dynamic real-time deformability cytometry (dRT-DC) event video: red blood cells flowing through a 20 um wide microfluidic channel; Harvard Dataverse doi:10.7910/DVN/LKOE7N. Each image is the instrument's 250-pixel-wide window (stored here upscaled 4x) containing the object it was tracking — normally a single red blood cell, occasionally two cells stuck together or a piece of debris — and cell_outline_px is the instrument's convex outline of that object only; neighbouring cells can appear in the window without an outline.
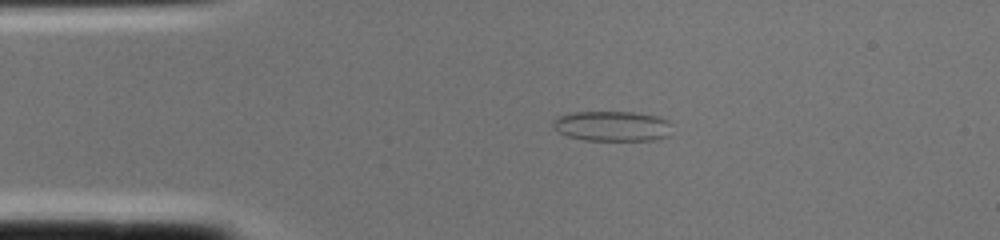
{"species": "common noctule bat (a hibernating species)", "species_latin": "Nyctalus noctula", "temperature_condition": "cold", "stored_images_in_passage": 1, "camera_frame_rate_fps": 3000, "um_per_image_px": 0.085, "animal": {"sex": "female", "body_mass_g": 22.0, "forearm_length_mm": 56.7}, "frame": {"image": 1, "passage_image": 1, "time_ms": 0.0, "image_size_px": [1000, 240], "cell_outline_px": [[672, 124], [668, 136], [656, 140], [584, 140], [568, 136], [560, 132], [552, 124], [552, 120], [556, 116], [572, 112], [632, 112], [660, 116], [668, 120]], "centroid_in_image_um": [52.06, 10.71], "position_along_channel_um": 32.9, "area_um2": 21.1}}